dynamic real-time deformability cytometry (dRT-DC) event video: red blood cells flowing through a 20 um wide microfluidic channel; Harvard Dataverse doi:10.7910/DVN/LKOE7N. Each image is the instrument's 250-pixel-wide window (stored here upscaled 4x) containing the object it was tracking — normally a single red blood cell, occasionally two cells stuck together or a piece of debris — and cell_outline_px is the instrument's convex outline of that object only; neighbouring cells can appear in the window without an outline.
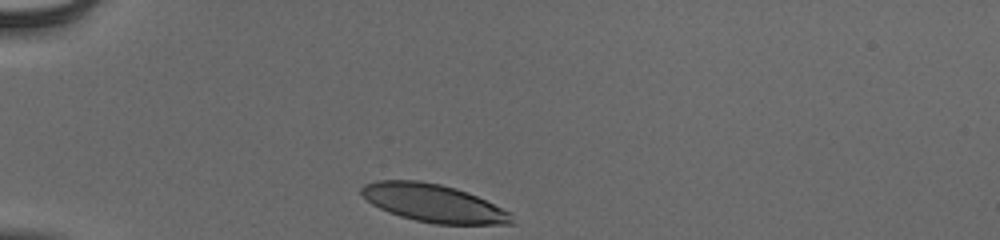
{"species": "human", "species_latin": "Homo sapiens", "temperature_condition": "cold", "stored_images_in_passage": 31, "camera_frame_rate_fps": 3000, "um_per_image_px": 0.085, "donor": {"sex": "male"}, "frame": {"image": 1, "passage_image": 1, "time_ms": 0.0, "image_size_px": [1000, 240], "cell_outline_px": [[516, 224], [436, 224], [416, 220], [400, 216], [388, 212], [372, 204], [360, 192], [360, 188], [364, 184], [376, 180], [420, 180], [440, 184], [456, 188], [468, 192], [512, 212]], "centroid_in_image_um": [36.88, 17.26], "position_along_channel_um": 48.1, "area_um2": 33.35}}
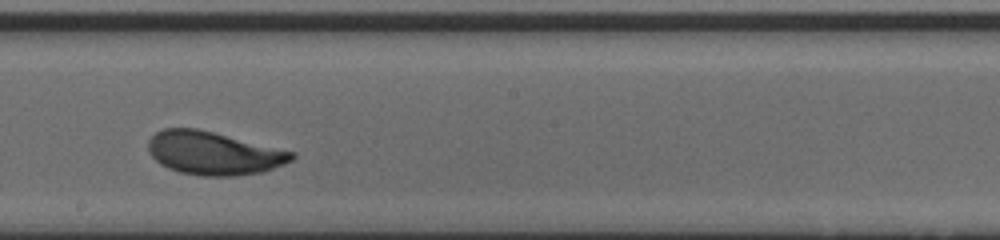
{"frame": {"image": 2, "passage_image": 18, "time_ms": 5.667, "image_size_px": [1000, 240], "cell_outline_px": [[296, 156], [292, 160], [284, 164], [260, 172], [236, 176], [200, 176], [180, 172], [168, 168], [160, 164], [152, 156], [148, 148], [148, 140], [156, 132], [164, 128], [196, 128], [296, 152]], "centroid_in_image_um": [18.15, 13.02], "position_along_channel_um": 230.1, "area_um2": 36.01}}
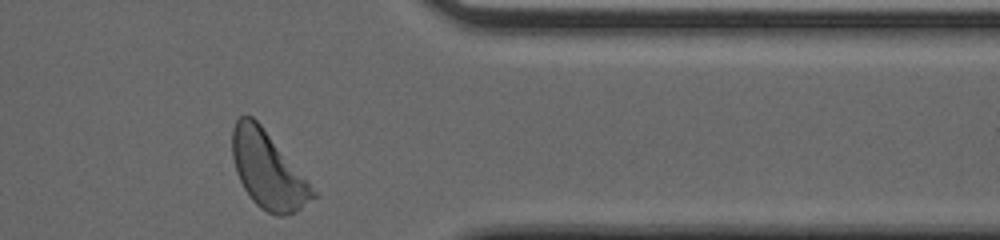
{"frame": {"image": 3, "passage_image": 31, "time_ms": 10.0, "image_size_px": [1000, 240], "cell_outline_px": [[316, 196], [300, 208], [284, 216], [280, 216], [268, 212], [260, 208], [252, 200], [244, 188], [236, 172], [232, 156], [232, 128], [236, 120], [240, 116], [252, 116], [260, 124], [308, 180], [316, 192]], "centroid_in_image_um": [22.75, 14.45], "position_along_channel_um": 388.7, "area_um2": 35.49}, "authors_computed_cell_mechanics": {"area_um2": 35.2002, "velocity_mm_per_s": 3.8335, "shape_relaxation_time_tau1_ms": 1.8115, "shape_relaxation_time_tau2_ms": null, "deformation_change_tau1": 0.1134, "deformation_change_tau2": null}}